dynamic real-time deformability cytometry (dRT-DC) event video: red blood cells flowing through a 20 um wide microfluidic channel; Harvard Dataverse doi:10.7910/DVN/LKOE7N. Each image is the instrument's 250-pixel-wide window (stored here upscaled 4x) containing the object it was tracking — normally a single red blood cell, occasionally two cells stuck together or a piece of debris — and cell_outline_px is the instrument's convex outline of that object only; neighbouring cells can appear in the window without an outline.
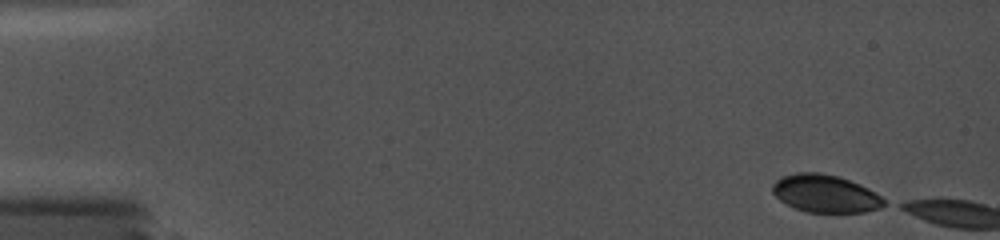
{"species": "common noctule bat (a hibernating species)", "species_latin": "Nyctalus noctula", "temperature_condition": "cold", "stored_images_in_passage": 3, "camera_frame_rate_fps": 5000, "um_per_image_px": 0.085, "animal": {"sex": "female", "body_mass_g": 19.0, "forearm_length_mm": 56.7}, "frame": {"image": 1, "passage_image": 1, "time_ms": 0.0, "image_size_px": [1000, 240], "cell_outline_px": [[892, 204], [880, 208], [864, 212], [808, 212], [796, 208], [780, 200], [772, 192], [772, 184], [780, 176], [796, 172], [820, 172], [840, 176], [860, 184], [868, 188]], "centroid_in_image_um": [70.18, 16.44], "position_along_channel_um": 14.8, "area_um2": 24.8}}